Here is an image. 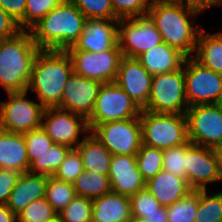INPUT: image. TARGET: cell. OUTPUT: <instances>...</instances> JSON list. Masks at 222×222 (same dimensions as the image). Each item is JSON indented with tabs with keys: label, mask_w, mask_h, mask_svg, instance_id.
Instances as JSON below:
<instances>
[{
	"label": "cell",
	"mask_w": 222,
	"mask_h": 222,
	"mask_svg": "<svg viewBox=\"0 0 222 222\" xmlns=\"http://www.w3.org/2000/svg\"><path fill=\"white\" fill-rule=\"evenodd\" d=\"M0 6L18 23L20 29L23 30L26 0H0Z\"/></svg>",
	"instance_id": "43"
},
{
	"label": "cell",
	"mask_w": 222,
	"mask_h": 222,
	"mask_svg": "<svg viewBox=\"0 0 222 222\" xmlns=\"http://www.w3.org/2000/svg\"><path fill=\"white\" fill-rule=\"evenodd\" d=\"M45 222H63V221L61 220V218L57 214V215H55L54 217H52L51 219H49V220H47Z\"/></svg>",
	"instance_id": "49"
},
{
	"label": "cell",
	"mask_w": 222,
	"mask_h": 222,
	"mask_svg": "<svg viewBox=\"0 0 222 222\" xmlns=\"http://www.w3.org/2000/svg\"><path fill=\"white\" fill-rule=\"evenodd\" d=\"M133 222H147V221L141 220V221H133Z\"/></svg>",
	"instance_id": "51"
},
{
	"label": "cell",
	"mask_w": 222,
	"mask_h": 222,
	"mask_svg": "<svg viewBox=\"0 0 222 222\" xmlns=\"http://www.w3.org/2000/svg\"><path fill=\"white\" fill-rule=\"evenodd\" d=\"M84 170L108 175L112 153L92 133L85 134L82 142L76 147Z\"/></svg>",
	"instance_id": "25"
},
{
	"label": "cell",
	"mask_w": 222,
	"mask_h": 222,
	"mask_svg": "<svg viewBox=\"0 0 222 222\" xmlns=\"http://www.w3.org/2000/svg\"><path fill=\"white\" fill-rule=\"evenodd\" d=\"M168 222H194L198 209V190H192L185 197L166 206Z\"/></svg>",
	"instance_id": "33"
},
{
	"label": "cell",
	"mask_w": 222,
	"mask_h": 222,
	"mask_svg": "<svg viewBox=\"0 0 222 222\" xmlns=\"http://www.w3.org/2000/svg\"><path fill=\"white\" fill-rule=\"evenodd\" d=\"M90 133L112 153V155H136L142 144V125L139 117L88 124Z\"/></svg>",
	"instance_id": "7"
},
{
	"label": "cell",
	"mask_w": 222,
	"mask_h": 222,
	"mask_svg": "<svg viewBox=\"0 0 222 222\" xmlns=\"http://www.w3.org/2000/svg\"><path fill=\"white\" fill-rule=\"evenodd\" d=\"M200 13L185 3L151 1L147 15L155 23L163 42L189 58L194 56L202 28L198 24L195 26L188 18Z\"/></svg>",
	"instance_id": "1"
},
{
	"label": "cell",
	"mask_w": 222,
	"mask_h": 222,
	"mask_svg": "<svg viewBox=\"0 0 222 222\" xmlns=\"http://www.w3.org/2000/svg\"><path fill=\"white\" fill-rule=\"evenodd\" d=\"M87 19H118L111 0H70Z\"/></svg>",
	"instance_id": "36"
},
{
	"label": "cell",
	"mask_w": 222,
	"mask_h": 222,
	"mask_svg": "<svg viewBox=\"0 0 222 222\" xmlns=\"http://www.w3.org/2000/svg\"><path fill=\"white\" fill-rule=\"evenodd\" d=\"M118 19L146 16L151 0H111Z\"/></svg>",
	"instance_id": "40"
},
{
	"label": "cell",
	"mask_w": 222,
	"mask_h": 222,
	"mask_svg": "<svg viewBox=\"0 0 222 222\" xmlns=\"http://www.w3.org/2000/svg\"><path fill=\"white\" fill-rule=\"evenodd\" d=\"M216 105L218 106V108L221 110L222 112V94L219 97L218 101L216 102Z\"/></svg>",
	"instance_id": "50"
},
{
	"label": "cell",
	"mask_w": 222,
	"mask_h": 222,
	"mask_svg": "<svg viewBox=\"0 0 222 222\" xmlns=\"http://www.w3.org/2000/svg\"><path fill=\"white\" fill-rule=\"evenodd\" d=\"M193 58L202 66L222 74V32L207 33L202 28Z\"/></svg>",
	"instance_id": "26"
},
{
	"label": "cell",
	"mask_w": 222,
	"mask_h": 222,
	"mask_svg": "<svg viewBox=\"0 0 222 222\" xmlns=\"http://www.w3.org/2000/svg\"><path fill=\"white\" fill-rule=\"evenodd\" d=\"M186 180L192 190H207V184L219 182L217 159L213 148L185 143Z\"/></svg>",
	"instance_id": "15"
},
{
	"label": "cell",
	"mask_w": 222,
	"mask_h": 222,
	"mask_svg": "<svg viewBox=\"0 0 222 222\" xmlns=\"http://www.w3.org/2000/svg\"><path fill=\"white\" fill-rule=\"evenodd\" d=\"M75 197L76 192L72 183L53 176L48 177L45 198L57 213L63 210Z\"/></svg>",
	"instance_id": "30"
},
{
	"label": "cell",
	"mask_w": 222,
	"mask_h": 222,
	"mask_svg": "<svg viewBox=\"0 0 222 222\" xmlns=\"http://www.w3.org/2000/svg\"><path fill=\"white\" fill-rule=\"evenodd\" d=\"M20 31L18 23L0 6V40L11 38Z\"/></svg>",
	"instance_id": "44"
},
{
	"label": "cell",
	"mask_w": 222,
	"mask_h": 222,
	"mask_svg": "<svg viewBox=\"0 0 222 222\" xmlns=\"http://www.w3.org/2000/svg\"><path fill=\"white\" fill-rule=\"evenodd\" d=\"M142 144L166 150L188 142L185 114L151 113L141 109Z\"/></svg>",
	"instance_id": "5"
},
{
	"label": "cell",
	"mask_w": 222,
	"mask_h": 222,
	"mask_svg": "<svg viewBox=\"0 0 222 222\" xmlns=\"http://www.w3.org/2000/svg\"><path fill=\"white\" fill-rule=\"evenodd\" d=\"M185 4L203 12L212 6L222 5V0H185Z\"/></svg>",
	"instance_id": "45"
},
{
	"label": "cell",
	"mask_w": 222,
	"mask_h": 222,
	"mask_svg": "<svg viewBox=\"0 0 222 222\" xmlns=\"http://www.w3.org/2000/svg\"><path fill=\"white\" fill-rule=\"evenodd\" d=\"M185 144L163 150L162 170L186 179Z\"/></svg>",
	"instance_id": "41"
},
{
	"label": "cell",
	"mask_w": 222,
	"mask_h": 222,
	"mask_svg": "<svg viewBox=\"0 0 222 222\" xmlns=\"http://www.w3.org/2000/svg\"><path fill=\"white\" fill-rule=\"evenodd\" d=\"M162 42L160 32L148 15L119 19L118 44L123 57L137 58Z\"/></svg>",
	"instance_id": "9"
},
{
	"label": "cell",
	"mask_w": 222,
	"mask_h": 222,
	"mask_svg": "<svg viewBox=\"0 0 222 222\" xmlns=\"http://www.w3.org/2000/svg\"><path fill=\"white\" fill-rule=\"evenodd\" d=\"M138 170L145 182L153 178L162 170L163 150L141 144L135 155Z\"/></svg>",
	"instance_id": "32"
},
{
	"label": "cell",
	"mask_w": 222,
	"mask_h": 222,
	"mask_svg": "<svg viewBox=\"0 0 222 222\" xmlns=\"http://www.w3.org/2000/svg\"><path fill=\"white\" fill-rule=\"evenodd\" d=\"M73 62L75 73L95 81L113 83L118 74L121 50L89 52L82 50H66Z\"/></svg>",
	"instance_id": "13"
},
{
	"label": "cell",
	"mask_w": 222,
	"mask_h": 222,
	"mask_svg": "<svg viewBox=\"0 0 222 222\" xmlns=\"http://www.w3.org/2000/svg\"><path fill=\"white\" fill-rule=\"evenodd\" d=\"M186 58L180 51L162 42L139 55L137 60L154 76L181 69Z\"/></svg>",
	"instance_id": "23"
},
{
	"label": "cell",
	"mask_w": 222,
	"mask_h": 222,
	"mask_svg": "<svg viewBox=\"0 0 222 222\" xmlns=\"http://www.w3.org/2000/svg\"><path fill=\"white\" fill-rule=\"evenodd\" d=\"M153 2H173V3H185V0H151Z\"/></svg>",
	"instance_id": "48"
},
{
	"label": "cell",
	"mask_w": 222,
	"mask_h": 222,
	"mask_svg": "<svg viewBox=\"0 0 222 222\" xmlns=\"http://www.w3.org/2000/svg\"><path fill=\"white\" fill-rule=\"evenodd\" d=\"M29 166L24 135L0 129V169L26 173Z\"/></svg>",
	"instance_id": "24"
},
{
	"label": "cell",
	"mask_w": 222,
	"mask_h": 222,
	"mask_svg": "<svg viewBox=\"0 0 222 222\" xmlns=\"http://www.w3.org/2000/svg\"><path fill=\"white\" fill-rule=\"evenodd\" d=\"M222 219V191L209 194L198 190V209L194 222H219Z\"/></svg>",
	"instance_id": "31"
},
{
	"label": "cell",
	"mask_w": 222,
	"mask_h": 222,
	"mask_svg": "<svg viewBox=\"0 0 222 222\" xmlns=\"http://www.w3.org/2000/svg\"><path fill=\"white\" fill-rule=\"evenodd\" d=\"M73 71V62L66 50L40 49L33 62L27 90L37 95L44 108L57 107Z\"/></svg>",
	"instance_id": "2"
},
{
	"label": "cell",
	"mask_w": 222,
	"mask_h": 222,
	"mask_svg": "<svg viewBox=\"0 0 222 222\" xmlns=\"http://www.w3.org/2000/svg\"><path fill=\"white\" fill-rule=\"evenodd\" d=\"M119 19H87L82 34L67 50L101 52L120 50L118 44Z\"/></svg>",
	"instance_id": "17"
},
{
	"label": "cell",
	"mask_w": 222,
	"mask_h": 222,
	"mask_svg": "<svg viewBox=\"0 0 222 222\" xmlns=\"http://www.w3.org/2000/svg\"><path fill=\"white\" fill-rule=\"evenodd\" d=\"M92 222H133L130 198L111 191L93 199Z\"/></svg>",
	"instance_id": "22"
},
{
	"label": "cell",
	"mask_w": 222,
	"mask_h": 222,
	"mask_svg": "<svg viewBox=\"0 0 222 222\" xmlns=\"http://www.w3.org/2000/svg\"><path fill=\"white\" fill-rule=\"evenodd\" d=\"M102 84L73 71L66 81L61 103L57 107L81 115L87 120L93 112Z\"/></svg>",
	"instance_id": "16"
},
{
	"label": "cell",
	"mask_w": 222,
	"mask_h": 222,
	"mask_svg": "<svg viewBox=\"0 0 222 222\" xmlns=\"http://www.w3.org/2000/svg\"><path fill=\"white\" fill-rule=\"evenodd\" d=\"M63 222H92V199L77 196L59 213Z\"/></svg>",
	"instance_id": "34"
},
{
	"label": "cell",
	"mask_w": 222,
	"mask_h": 222,
	"mask_svg": "<svg viewBox=\"0 0 222 222\" xmlns=\"http://www.w3.org/2000/svg\"><path fill=\"white\" fill-rule=\"evenodd\" d=\"M141 109L129 95L115 82L104 83L99 89L98 96L87 124H102L139 117Z\"/></svg>",
	"instance_id": "12"
},
{
	"label": "cell",
	"mask_w": 222,
	"mask_h": 222,
	"mask_svg": "<svg viewBox=\"0 0 222 222\" xmlns=\"http://www.w3.org/2000/svg\"><path fill=\"white\" fill-rule=\"evenodd\" d=\"M7 94L8 101L0 103V129L24 134L40 128L45 108L26 98L28 90Z\"/></svg>",
	"instance_id": "8"
},
{
	"label": "cell",
	"mask_w": 222,
	"mask_h": 222,
	"mask_svg": "<svg viewBox=\"0 0 222 222\" xmlns=\"http://www.w3.org/2000/svg\"><path fill=\"white\" fill-rule=\"evenodd\" d=\"M57 215L46 198L31 202L17 215L18 222H45Z\"/></svg>",
	"instance_id": "38"
},
{
	"label": "cell",
	"mask_w": 222,
	"mask_h": 222,
	"mask_svg": "<svg viewBox=\"0 0 222 222\" xmlns=\"http://www.w3.org/2000/svg\"><path fill=\"white\" fill-rule=\"evenodd\" d=\"M73 185L77 196L92 200L111 192L108 175H102L94 171L84 170Z\"/></svg>",
	"instance_id": "28"
},
{
	"label": "cell",
	"mask_w": 222,
	"mask_h": 222,
	"mask_svg": "<svg viewBox=\"0 0 222 222\" xmlns=\"http://www.w3.org/2000/svg\"><path fill=\"white\" fill-rule=\"evenodd\" d=\"M184 79L189 107L216 104L222 94V74L202 66L193 57L184 62Z\"/></svg>",
	"instance_id": "10"
},
{
	"label": "cell",
	"mask_w": 222,
	"mask_h": 222,
	"mask_svg": "<svg viewBox=\"0 0 222 222\" xmlns=\"http://www.w3.org/2000/svg\"><path fill=\"white\" fill-rule=\"evenodd\" d=\"M214 153L217 159L220 181H222V146L214 148Z\"/></svg>",
	"instance_id": "47"
},
{
	"label": "cell",
	"mask_w": 222,
	"mask_h": 222,
	"mask_svg": "<svg viewBox=\"0 0 222 222\" xmlns=\"http://www.w3.org/2000/svg\"><path fill=\"white\" fill-rule=\"evenodd\" d=\"M65 0H26V10L23 17V30H30L52 9Z\"/></svg>",
	"instance_id": "35"
},
{
	"label": "cell",
	"mask_w": 222,
	"mask_h": 222,
	"mask_svg": "<svg viewBox=\"0 0 222 222\" xmlns=\"http://www.w3.org/2000/svg\"><path fill=\"white\" fill-rule=\"evenodd\" d=\"M86 21L77 6L65 0L29 31L39 49L67 50L82 34Z\"/></svg>",
	"instance_id": "3"
},
{
	"label": "cell",
	"mask_w": 222,
	"mask_h": 222,
	"mask_svg": "<svg viewBox=\"0 0 222 222\" xmlns=\"http://www.w3.org/2000/svg\"><path fill=\"white\" fill-rule=\"evenodd\" d=\"M153 76L137 58L122 57L119 62L115 83L143 109L149 100Z\"/></svg>",
	"instance_id": "18"
},
{
	"label": "cell",
	"mask_w": 222,
	"mask_h": 222,
	"mask_svg": "<svg viewBox=\"0 0 222 222\" xmlns=\"http://www.w3.org/2000/svg\"><path fill=\"white\" fill-rule=\"evenodd\" d=\"M185 116L188 141L213 149L222 146V112L216 104L191 106Z\"/></svg>",
	"instance_id": "11"
},
{
	"label": "cell",
	"mask_w": 222,
	"mask_h": 222,
	"mask_svg": "<svg viewBox=\"0 0 222 222\" xmlns=\"http://www.w3.org/2000/svg\"><path fill=\"white\" fill-rule=\"evenodd\" d=\"M83 171L82 159L78 150L71 148L53 177L73 184Z\"/></svg>",
	"instance_id": "37"
},
{
	"label": "cell",
	"mask_w": 222,
	"mask_h": 222,
	"mask_svg": "<svg viewBox=\"0 0 222 222\" xmlns=\"http://www.w3.org/2000/svg\"><path fill=\"white\" fill-rule=\"evenodd\" d=\"M39 51L29 30L0 40V85L6 93L28 89L33 62Z\"/></svg>",
	"instance_id": "4"
},
{
	"label": "cell",
	"mask_w": 222,
	"mask_h": 222,
	"mask_svg": "<svg viewBox=\"0 0 222 222\" xmlns=\"http://www.w3.org/2000/svg\"><path fill=\"white\" fill-rule=\"evenodd\" d=\"M129 198L133 221L168 222L166 207L161 206L146 187Z\"/></svg>",
	"instance_id": "27"
},
{
	"label": "cell",
	"mask_w": 222,
	"mask_h": 222,
	"mask_svg": "<svg viewBox=\"0 0 222 222\" xmlns=\"http://www.w3.org/2000/svg\"><path fill=\"white\" fill-rule=\"evenodd\" d=\"M23 135L27 146L29 163L46 153L54 143L42 127L26 132Z\"/></svg>",
	"instance_id": "39"
},
{
	"label": "cell",
	"mask_w": 222,
	"mask_h": 222,
	"mask_svg": "<svg viewBox=\"0 0 222 222\" xmlns=\"http://www.w3.org/2000/svg\"><path fill=\"white\" fill-rule=\"evenodd\" d=\"M41 127L54 143L71 148L82 142L79 135L90 132L83 116L58 107L45 108Z\"/></svg>",
	"instance_id": "14"
},
{
	"label": "cell",
	"mask_w": 222,
	"mask_h": 222,
	"mask_svg": "<svg viewBox=\"0 0 222 222\" xmlns=\"http://www.w3.org/2000/svg\"><path fill=\"white\" fill-rule=\"evenodd\" d=\"M108 177L111 191L128 197L145 188L135 155H112Z\"/></svg>",
	"instance_id": "19"
},
{
	"label": "cell",
	"mask_w": 222,
	"mask_h": 222,
	"mask_svg": "<svg viewBox=\"0 0 222 222\" xmlns=\"http://www.w3.org/2000/svg\"><path fill=\"white\" fill-rule=\"evenodd\" d=\"M188 108L184 65L173 72L153 76L150 97L143 110L151 113L185 114Z\"/></svg>",
	"instance_id": "6"
},
{
	"label": "cell",
	"mask_w": 222,
	"mask_h": 222,
	"mask_svg": "<svg viewBox=\"0 0 222 222\" xmlns=\"http://www.w3.org/2000/svg\"><path fill=\"white\" fill-rule=\"evenodd\" d=\"M49 176L21 173L6 206L17 216L31 202L45 198Z\"/></svg>",
	"instance_id": "20"
},
{
	"label": "cell",
	"mask_w": 222,
	"mask_h": 222,
	"mask_svg": "<svg viewBox=\"0 0 222 222\" xmlns=\"http://www.w3.org/2000/svg\"><path fill=\"white\" fill-rule=\"evenodd\" d=\"M69 146L53 143V145L42 156L35 158L29 166L28 172L32 174L53 176L61 163L64 161Z\"/></svg>",
	"instance_id": "29"
},
{
	"label": "cell",
	"mask_w": 222,
	"mask_h": 222,
	"mask_svg": "<svg viewBox=\"0 0 222 222\" xmlns=\"http://www.w3.org/2000/svg\"><path fill=\"white\" fill-rule=\"evenodd\" d=\"M17 216L6 206L0 204V222H15Z\"/></svg>",
	"instance_id": "46"
},
{
	"label": "cell",
	"mask_w": 222,
	"mask_h": 222,
	"mask_svg": "<svg viewBox=\"0 0 222 222\" xmlns=\"http://www.w3.org/2000/svg\"><path fill=\"white\" fill-rule=\"evenodd\" d=\"M147 190L161 206H170L192 191L186 179L161 170L145 183Z\"/></svg>",
	"instance_id": "21"
},
{
	"label": "cell",
	"mask_w": 222,
	"mask_h": 222,
	"mask_svg": "<svg viewBox=\"0 0 222 222\" xmlns=\"http://www.w3.org/2000/svg\"><path fill=\"white\" fill-rule=\"evenodd\" d=\"M21 173L0 169V204H6Z\"/></svg>",
	"instance_id": "42"
}]
</instances>
